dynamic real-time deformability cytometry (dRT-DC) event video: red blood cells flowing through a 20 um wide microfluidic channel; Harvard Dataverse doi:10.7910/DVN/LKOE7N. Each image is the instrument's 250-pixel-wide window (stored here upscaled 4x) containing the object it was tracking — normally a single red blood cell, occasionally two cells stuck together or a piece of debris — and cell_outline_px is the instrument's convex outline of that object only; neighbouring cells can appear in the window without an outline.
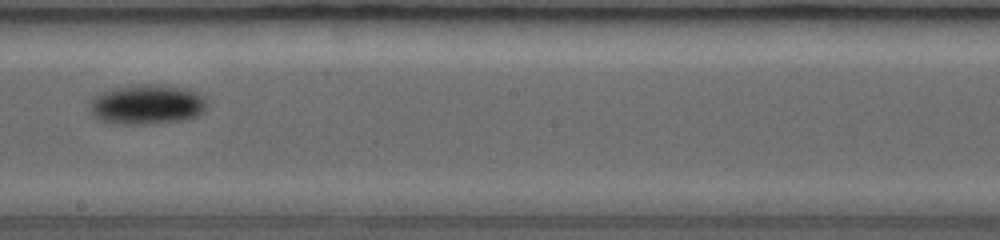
{"species": "common noctule bat (a hibernating species)", "species_latin": "Nyctalus noctula", "temperature_condition": "room temperature", "stored_images_in_passage": 25, "camera_frame_rate_fps": 3000, "um_per_image_px": 0.085, "animal": {"sex": "female", "body_mass_g": 19.0, "forearm_length_mm": 53.3}, "frame": {"image": 1, "passage_image": 19, "time_ms": 5.333, "image_size_px": [1000, 240], "cell_outline_px": [[208, 108], [204, 112], [196, 116], [184, 120], [136, 124], [116, 124], [100, 120], [92, 116], [88, 104], [92, 96], [112, 88], [128, 84], [168, 84], [188, 88], [200, 92], [208, 100]], "centroid_in_image_um": [12.51, 8.84], "position_along_channel_um": 235.7, "area_um2": 28.15}}